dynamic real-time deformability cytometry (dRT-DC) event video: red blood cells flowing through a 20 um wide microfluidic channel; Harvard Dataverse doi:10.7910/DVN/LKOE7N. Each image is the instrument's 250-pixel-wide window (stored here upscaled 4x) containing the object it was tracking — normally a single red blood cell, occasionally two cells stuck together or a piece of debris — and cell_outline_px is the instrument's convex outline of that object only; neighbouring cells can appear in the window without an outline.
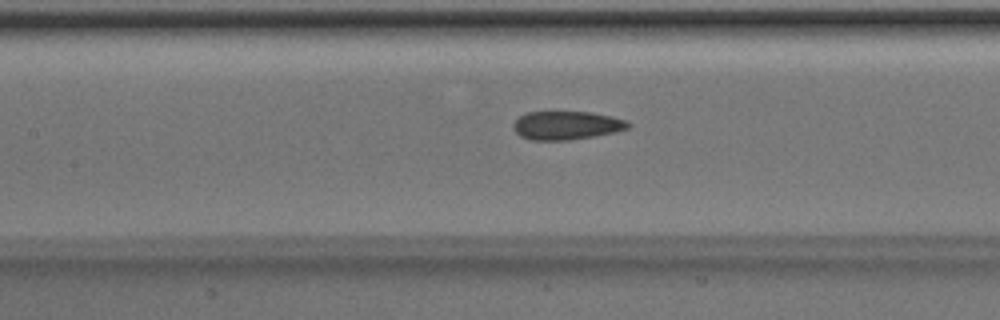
{"species": "Egyptian fruit bat (a non-hibernating species)", "species_latin": "Rousettus aegyptiacus", "temperature_condition": "room temperature", "stored_images_in_passage": 50, "camera_frame_rate_fps": 3000, "um_per_image_px": 0.085, "animal": {"sex": "male"}, "frame": {"image": 1, "passage_image": 23, "time_ms": 7.333, "image_size_px": [1000, 320], "cell_outline_px": [[632, 124], [628, 128], [616, 132], [596, 136], [568, 140], [532, 140], [520, 136], [516, 132], [512, 124], [520, 116], [528, 112], [556, 108], [588, 112], [612, 116], [624, 120]], "centroid_in_image_um": [48.13, 10.61], "position_along_channel_um": 159.3, "area_um2": 19.88}}
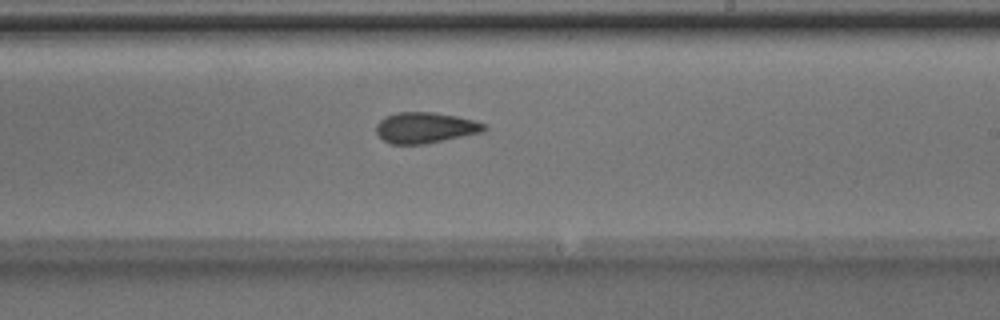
{"frame": {"image": 2, "passage_image": 30, "time_ms": 9.667, "image_size_px": [1000, 320], "cell_outline_px": [[488, 128], [484, 132], [424, 144], [388, 144], [376, 132], [376, 124], [384, 116], [396, 112], [432, 112], [456, 116], [476, 120], [488, 124]], "centroid_in_image_um": [36.18, 10.85], "position_along_channel_um": 252.8, "area_um2": 19.65}}
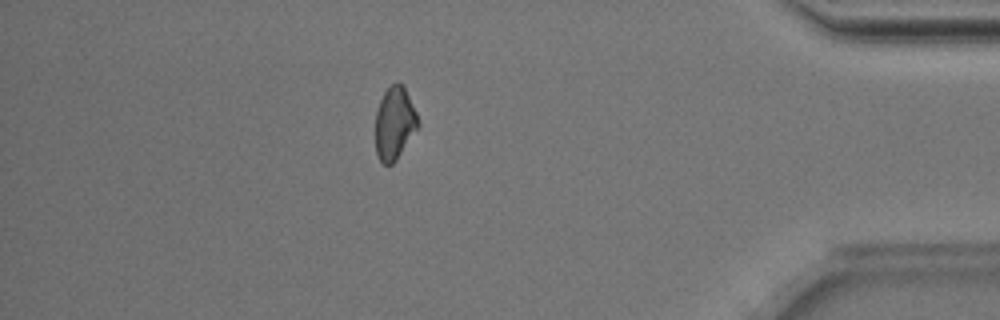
{"frame": {"image": 3, "passage_image": 44, "time_ms": 14.333, "image_size_px": [1000, 320], "cell_outline_px": [[420, 124], [396, 160], [392, 164], [384, 164], [380, 160], [376, 152], [376, 112], [380, 100], [384, 92], [392, 84], [400, 84], [404, 88], [416, 112]], "centroid_in_image_um": [33.53, 10.5], "position_along_channel_um": 401.7, "area_um2": 17.63}, "authors_computed_cell_mechanics": {"area_um2": 19.652, "velocity_mm_per_s": 4.0307, "shape_relaxation_time_tau1_ms": 5.0059, "shape_relaxation_time_tau2_ms": 2.7223, "deformation_change_tau1": 0.1042, "deformation_change_tau2": 0.0993}}